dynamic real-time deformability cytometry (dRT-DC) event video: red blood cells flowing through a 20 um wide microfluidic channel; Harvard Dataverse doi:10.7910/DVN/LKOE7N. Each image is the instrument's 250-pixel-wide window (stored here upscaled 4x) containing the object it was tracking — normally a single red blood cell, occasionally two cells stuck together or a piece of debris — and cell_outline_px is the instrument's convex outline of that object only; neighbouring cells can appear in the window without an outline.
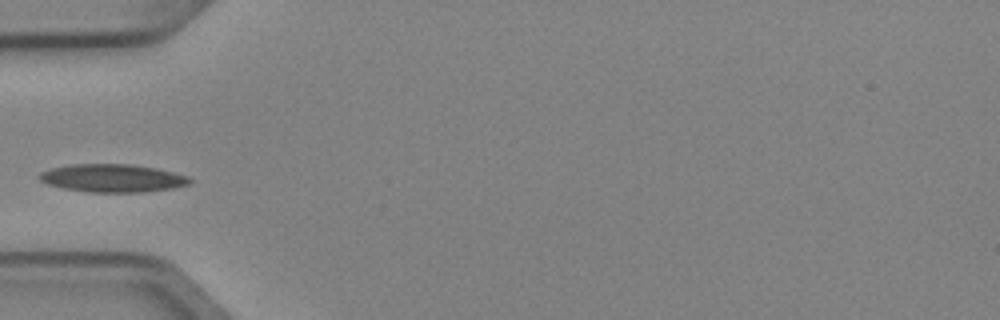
{"species": "Egyptian fruit bat (a non-hibernating species)", "species_latin": "Rousettus aegyptiacus", "temperature_condition": "cold", "stored_images_in_passage": 3, "camera_frame_rate_fps": 3000, "um_per_image_px": 0.085, "animal": {"sex": "female"}, "frame": {"image": 1, "passage_image": 2, "time_ms": 0.333, "image_size_px": [1000, 320], "cell_outline_px": [[192, 184], [172, 188], [140, 192], [88, 192], [64, 188], [48, 184], [40, 180], [36, 176], [40, 172], [52, 168], [68, 164], [132, 164], [156, 168], [188, 176], [192, 180]], "centroid_in_image_um": [9.56, 15.13], "position_along_channel_um": 75.4, "area_um2": 24.57}}
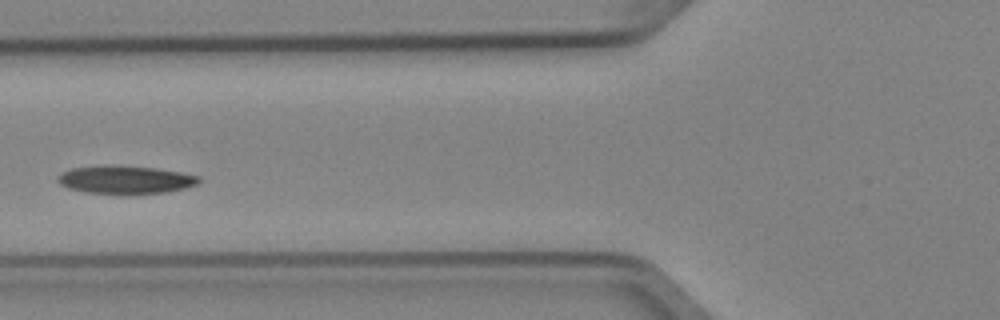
{"frame": {"image": 2, "passage_image": 3, "time_ms": 0.667, "image_size_px": [1000, 320], "cell_outline_px": [[200, 180], [196, 184], [184, 188], [168, 192], [88, 192], [68, 188], [60, 184], [56, 180], [56, 176], [72, 168], [100, 164], [112, 164], [156, 168], [180, 172], [200, 176]], "centroid_in_image_um": [10.62, 15.22], "position_along_channel_um": 115.2, "area_um2": 22.72}}